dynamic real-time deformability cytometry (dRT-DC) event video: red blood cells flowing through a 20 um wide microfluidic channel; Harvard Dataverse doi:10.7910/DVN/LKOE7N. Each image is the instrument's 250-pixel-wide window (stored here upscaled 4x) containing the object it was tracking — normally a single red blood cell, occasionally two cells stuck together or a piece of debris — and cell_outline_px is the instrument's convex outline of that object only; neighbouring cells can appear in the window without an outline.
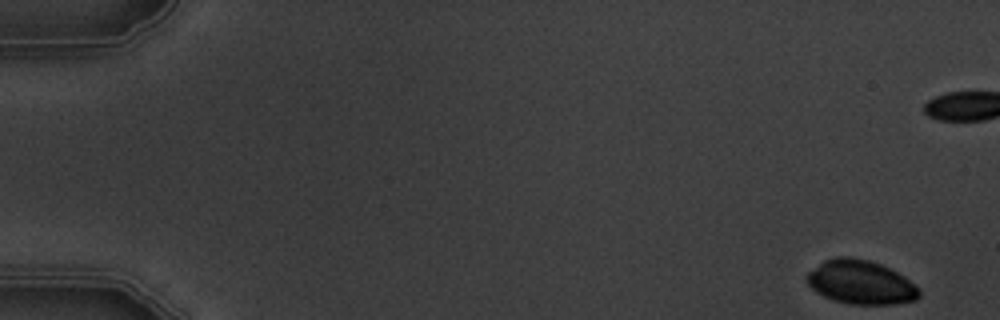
{"species": "common noctule bat (a hibernating species)", "species_latin": "Nyctalus noctula", "temperature_condition": "warm", "stored_images_in_passage": 6, "camera_frame_rate_fps": 3000, "um_per_image_px": 0.085, "animal": {"sex": "male", "body_mass_g": 19.5, "forearm_length_mm": 54.6}, "frame": {"image": 1, "passage_image": 1, "time_ms": 0.0, "image_size_px": [1000, 320], "cell_outline_px": [[920, 296], [916, 300], [896, 304], [848, 304], [832, 300], [816, 292], [808, 284], [808, 272], [824, 260], [836, 256], [848, 256], [868, 260], [880, 264], [904, 276], [920, 288]], "centroid_in_image_um": [73.18, 24.0], "position_along_channel_um": 11.8, "area_um2": 28.73}}